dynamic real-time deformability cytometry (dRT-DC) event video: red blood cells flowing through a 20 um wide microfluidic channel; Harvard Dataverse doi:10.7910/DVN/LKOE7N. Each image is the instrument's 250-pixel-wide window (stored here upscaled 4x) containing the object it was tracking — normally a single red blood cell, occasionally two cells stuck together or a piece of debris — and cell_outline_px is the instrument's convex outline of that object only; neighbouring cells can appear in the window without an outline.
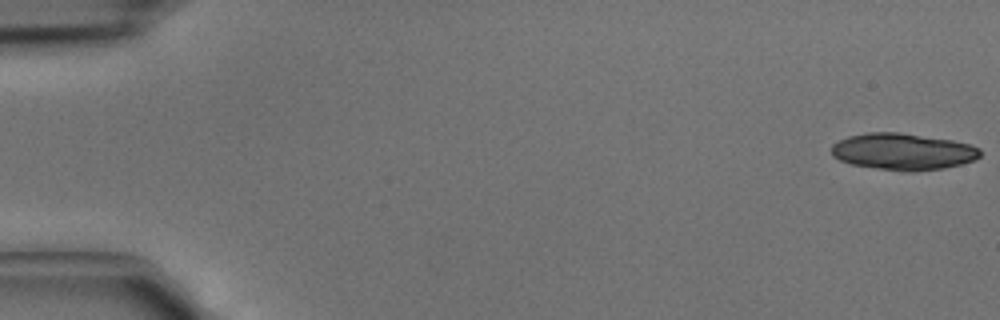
{"species": "common noctule bat (a hibernating species)", "species_latin": "Nyctalus noctula", "temperature_condition": "cold", "stored_images_in_passage": 17, "camera_frame_rate_fps": 3000, "um_per_image_px": 0.085, "animal": {"sex": "male", "body_mass_g": 15.6}, "frame": {"image": 1, "passage_image": 1, "time_ms": 0.0, "image_size_px": [1000, 320], "cell_outline_px": [[980, 156], [972, 160], [960, 164], [944, 168], [912, 172], [904, 172], [852, 164], [840, 160], [832, 156], [832, 144], [848, 136], [868, 132], [900, 132], [952, 140], [968, 144], [980, 148]], "centroid_in_image_um": [76.74, 12.88], "position_along_channel_um": 8.3, "area_um2": 31.67}}